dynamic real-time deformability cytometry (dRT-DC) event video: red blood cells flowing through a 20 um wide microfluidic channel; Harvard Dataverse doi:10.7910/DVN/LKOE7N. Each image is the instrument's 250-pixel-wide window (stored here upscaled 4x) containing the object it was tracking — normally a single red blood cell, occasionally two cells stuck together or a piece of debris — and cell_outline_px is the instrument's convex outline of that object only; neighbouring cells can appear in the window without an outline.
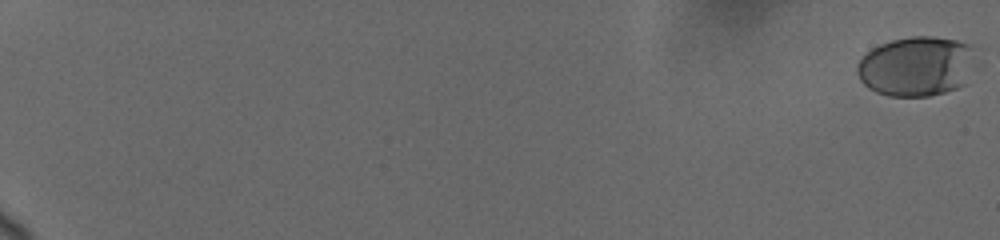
{"species": "human", "species_latin": "Homo sapiens", "temperature_condition": "cold", "stored_images_in_passage": 13, "camera_frame_rate_fps": 3000, "um_per_image_px": 0.085, "donor": {"sex": "female"}, "frame": {"image": 1, "passage_image": 1, "time_ms": 0.0, "image_size_px": [1000, 240], "cell_outline_px": [[980, 48], [964, 84], [956, 88], [944, 92], [928, 96], [888, 96], [876, 92], [868, 88], [860, 80], [856, 72], [856, 64], [872, 48], [880, 44], [892, 40], [912, 36], [932, 36], [956, 40], [972, 44]], "centroid_in_image_um": [77.94, 5.61], "position_along_channel_um": 7.1, "area_um2": 41.85}}